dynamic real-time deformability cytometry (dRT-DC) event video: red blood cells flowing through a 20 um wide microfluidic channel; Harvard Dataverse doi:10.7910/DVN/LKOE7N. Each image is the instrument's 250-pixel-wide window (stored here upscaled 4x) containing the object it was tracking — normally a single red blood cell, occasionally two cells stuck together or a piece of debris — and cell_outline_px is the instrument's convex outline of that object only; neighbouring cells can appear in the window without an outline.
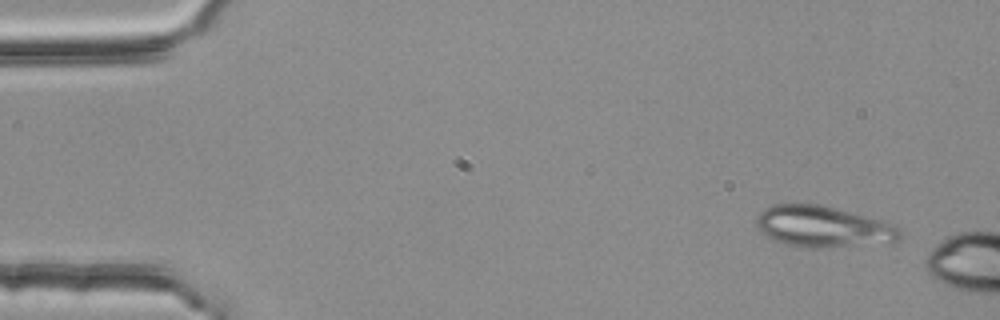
{"species": "common noctule bat (a hibernating species)", "species_latin": "Nyctalus noctula", "temperature_condition": "room temperature", "stored_images_in_passage": 3, "camera_frame_rate_fps": 3000, "um_per_image_px": 0.085, "animal": {"sex": "female", "body_mass_g": 25.1}, "frame": {"image": 1, "passage_image": 1, "time_ms": 0.0, "image_size_px": [1000, 320], "cell_outline_px": [[900, 240], [820, 248], [816, 248], [784, 244], [760, 232], [756, 224], [756, 216], [764, 208], [772, 204], [820, 204], [836, 208], [896, 224], [900, 228]], "centroid_in_image_um": [69.91, 19.24], "position_along_channel_um": 15.1, "area_um2": 34.04}}